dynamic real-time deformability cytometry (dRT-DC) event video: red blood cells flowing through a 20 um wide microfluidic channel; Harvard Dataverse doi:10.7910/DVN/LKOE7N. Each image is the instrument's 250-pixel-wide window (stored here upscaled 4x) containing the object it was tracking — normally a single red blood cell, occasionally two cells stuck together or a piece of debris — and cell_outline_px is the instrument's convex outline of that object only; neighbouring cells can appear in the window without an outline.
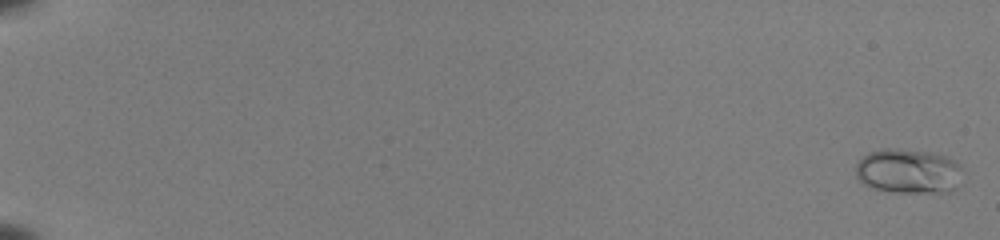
{"species": "common noctule bat (a hibernating species)", "species_latin": "Nyctalus noctula", "temperature_condition": "room temperature", "stored_images_in_passage": 55, "camera_frame_rate_fps": 3000, "um_per_image_px": 0.085, "animal": {"sex": "female", "body_mass_g": 22.0, "forearm_length_mm": 56.7}, "frame": {"image": 1, "passage_image": 2, "time_ms": 0.333, "image_size_px": [1000, 240], "cell_outline_px": [[960, 164], [956, 188], [952, 192], [896, 192], [876, 188], [864, 184], [856, 176], [856, 164], [868, 152], [884, 148], [888, 148], [928, 152], [948, 156]], "centroid_in_image_um": [77.19, 14.54], "position_along_channel_um": 7.8, "area_um2": 27.46}}
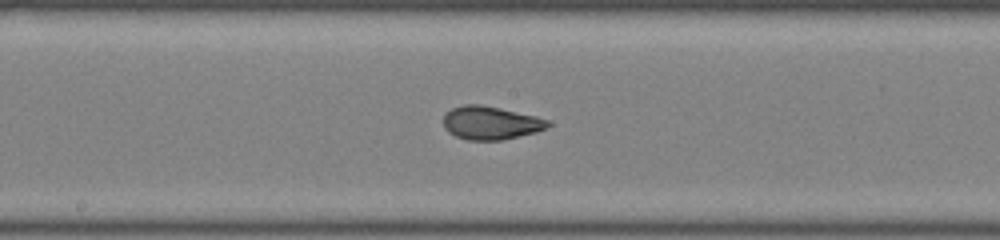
{"frame": {"image": 2, "passage_image": 33, "time_ms": 10.667, "image_size_px": [1000, 240], "cell_outline_px": [[552, 124], [536, 132], [500, 140], [468, 140], [456, 136], [448, 132], [444, 128], [444, 116], [452, 108], [464, 104], [480, 104], [500, 108], [536, 116], [548, 120]], "centroid_in_image_um": [41.69, 10.44], "position_along_channel_um": 206.5, "area_um2": 20.11}}
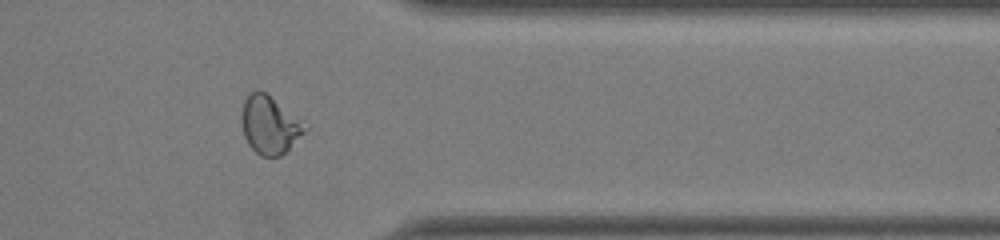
{"frame": {"image": 3, "passage_image": 47, "time_ms": 15.333, "image_size_px": [1000, 240], "cell_outline_px": [[308, 128], [280, 156], [260, 156], [248, 144], [244, 136], [240, 120], [244, 100], [256, 88], [264, 92]], "centroid_in_image_um": [22.84, 10.63], "position_along_channel_um": 388.6, "area_um2": 20.52}, "authors_computed_cell_mechanics": {"area_um2": 21.0392, "velocity_mm_per_s": 3.9766, "shape_relaxation_time_tau1_ms": 8.0294, "shape_relaxation_time_tau2_ms": 0.8385, "deformation_change_tau1": 0.2331, "deformation_change_tau2": 0.0617}}